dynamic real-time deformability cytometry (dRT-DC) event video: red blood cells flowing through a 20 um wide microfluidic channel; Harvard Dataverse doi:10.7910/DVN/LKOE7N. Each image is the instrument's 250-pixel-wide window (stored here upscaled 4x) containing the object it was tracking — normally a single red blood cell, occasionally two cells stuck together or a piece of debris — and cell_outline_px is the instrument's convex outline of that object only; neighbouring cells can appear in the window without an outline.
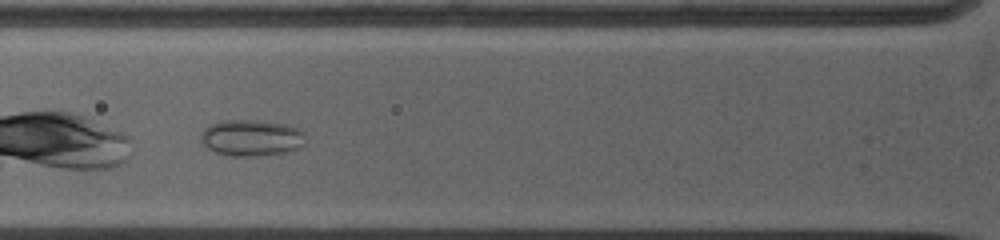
{"species": "common noctule bat (a hibernating species)", "species_latin": "Nyctalus noctula", "temperature_condition": "warm", "stored_images_in_passage": 12, "camera_frame_rate_fps": 5000, "um_per_image_px": 0.085, "animal": {"sex": "female", "body_mass_g": 19.0, "forearm_length_mm": 53.3}, "frame": {"image": 1, "passage_image": 3, "time_ms": 1.6, "image_size_px": [1000, 240], "cell_outline_px": [[304, 144], [300, 148], [292, 152], [256, 156], [228, 156], [216, 152], [208, 148], [200, 140], [200, 136], [204, 128], [208, 124], [220, 120], [260, 120], [288, 124], [304, 132]], "centroid_in_image_um": [21.38, 11.71], "position_along_channel_um": 104.4, "area_um2": 22.66}}
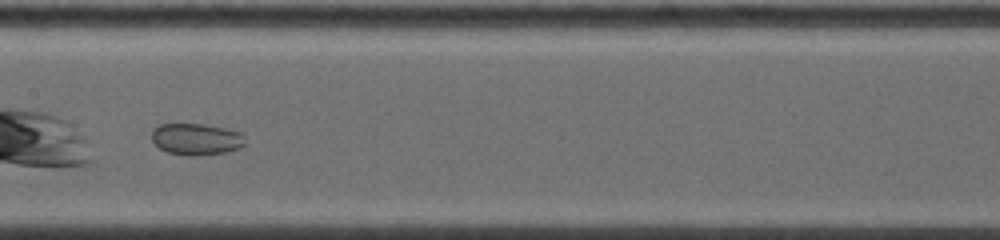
{"frame": {"image": 2, "passage_image": 6, "time_ms": 3.8, "image_size_px": [1000, 240], "cell_outline_px": [[244, 144], [240, 148], [228, 152], [200, 156], [188, 156], [168, 152], [160, 148], [152, 140], [152, 132], [160, 124], [204, 124], [228, 128], [240, 132], [244, 136]], "centroid_in_image_um": [16.72, 11.84], "position_along_channel_um": 190.7, "area_um2": 17.34}}
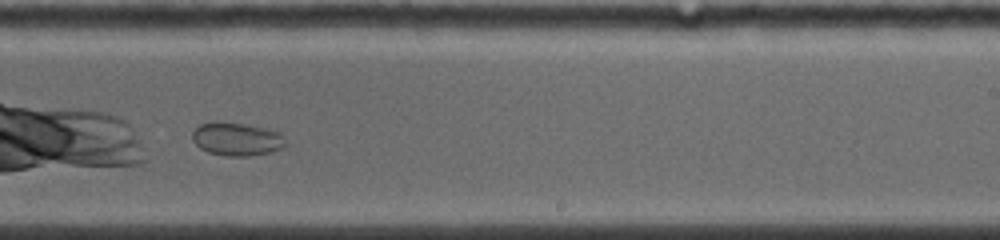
{"frame": {"image": 3, "passage_image": 9, "time_ms": 5.8, "image_size_px": [1000, 240], "cell_outline_px": [[288, 144], [284, 148], [272, 152], [248, 156], [224, 156], [208, 152], [200, 148], [192, 140], [192, 132], [200, 124], [212, 120], [220, 120], [244, 124], [264, 128], [280, 132], [284, 136]], "centroid_in_image_um": [20.13, 11.81], "position_along_channel_um": 268.9, "area_um2": 18.55}}